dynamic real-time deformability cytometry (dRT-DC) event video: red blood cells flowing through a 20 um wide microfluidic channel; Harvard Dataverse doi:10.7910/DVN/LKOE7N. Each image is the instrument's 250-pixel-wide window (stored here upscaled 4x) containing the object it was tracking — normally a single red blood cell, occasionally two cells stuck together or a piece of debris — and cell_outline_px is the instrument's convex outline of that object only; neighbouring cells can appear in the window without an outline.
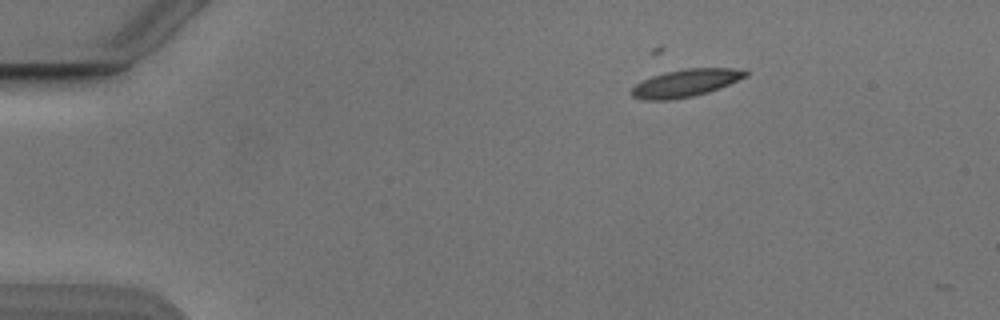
{"species": "Egyptian fruit bat (a non-hibernating species)", "species_latin": "Rousettus aegyptiacus", "temperature_condition": "cold", "stored_images_in_passage": 4, "camera_frame_rate_fps": 3000, "um_per_image_px": 0.085, "animal": {"sex": "male"}, "frame": {"image": 1, "passage_image": 1, "time_ms": 0.0, "image_size_px": [1000, 320], "cell_outline_px": [[748, 76], [720, 88], [708, 92], [692, 96], [668, 100], [644, 100], [632, 96], [632, 88], [636, 84], [652, 76], [664, 72], [684, 68], [732, 68], [748, 72]], "centroid_in_image_um": [58.28, 7.05], "position_along_channel_um": 26.7, "area_um2": 18.15}}